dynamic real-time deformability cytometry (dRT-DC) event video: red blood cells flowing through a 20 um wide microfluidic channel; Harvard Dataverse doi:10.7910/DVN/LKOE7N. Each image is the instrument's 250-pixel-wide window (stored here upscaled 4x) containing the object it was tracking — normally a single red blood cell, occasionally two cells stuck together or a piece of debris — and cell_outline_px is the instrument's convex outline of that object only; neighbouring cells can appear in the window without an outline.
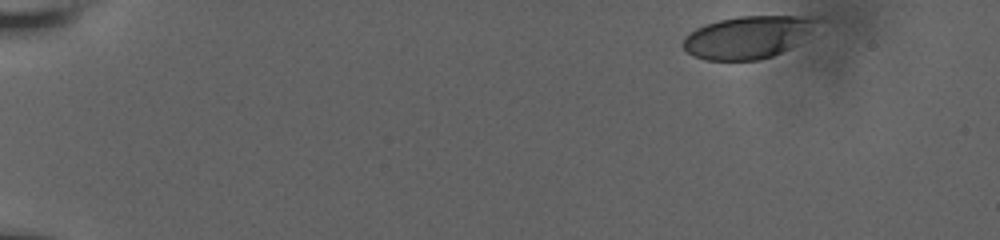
{"species": "human", "species_latin": "Homo sapiens", "temperature_condition": "room temperature", "stored_images_in_passage": 29, "camera_frame_rate_fps": 3000, "um_per_image_px": 0.085, "donor": {"sex": "male"}, "frame": {"image": 1, "passage_image": 1, "time_ms": 0.0, "image_size_px": [1000, 240], "cell_outline_px": [[816, 20], [788, 48], [772, 56], [760, 60], [704, 60], [692, 56], [684, 48], [684, 36], [696, 28], [704, 24], [720, 20], [740, 16], [808, 16]], "centroid_in_image_um": [63.37, 3.17], "position_along_channel_um": 21.6, "area_um2": 31.91}}
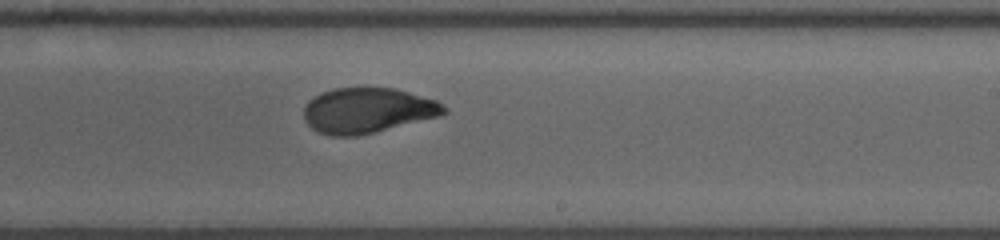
{"frame": {"image": 2, "passage_image": 16, "time_ms": 10.0, "image_size_px": [1000, 240], "cell_outline_px": [[448, 112], [440, 116], [356, 136], [332, 136], [316, 132], [304, 120], [304, 108], [308, 100], [320, 92], [332, 88], [396, 88], [436, 100], [448, 108]], "centroid_in_image_um": [31.22, 9.38], "position_along_channel_um": 257.8, "area_um2": 37.05}}
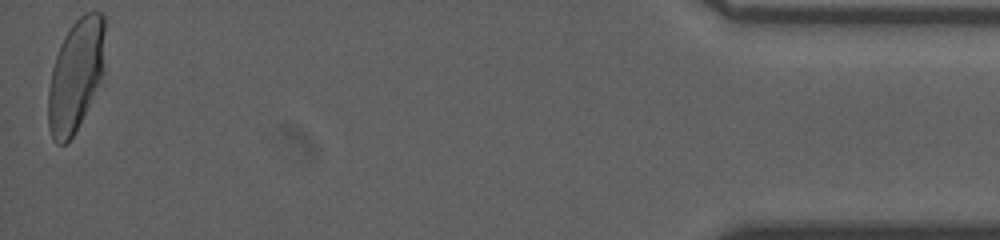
{"frame": {"image": 3, "passage_image": 29, "time_ms": 16.667, "image_size_px": [1000, 240], "cell_outline_px": [[104, 72], [72, 136], [64, 144], [56, 144], [52, 140], [48, 128], [48, 88], [52, 68], [60, 44], [64, 36], [72, 24], [84, 12], [100, 12], [104, 16]], "centroid_in_image_um": [6.41, 6.37], "position_along_channel_um": 428.8, "area_um2": 36.7}, "authors_computed_cell_mechanics": {"area_um2": 37.0498, "velocity_mm_per_s": 3.7774, "shape_relaxation_time_tau1_ms": 6.3699, "shape_relaxation_time_tau2_ms": 1.3401, "deformation_change_tau1": 0.1954, "deformation_change_tau2": 0.057}}